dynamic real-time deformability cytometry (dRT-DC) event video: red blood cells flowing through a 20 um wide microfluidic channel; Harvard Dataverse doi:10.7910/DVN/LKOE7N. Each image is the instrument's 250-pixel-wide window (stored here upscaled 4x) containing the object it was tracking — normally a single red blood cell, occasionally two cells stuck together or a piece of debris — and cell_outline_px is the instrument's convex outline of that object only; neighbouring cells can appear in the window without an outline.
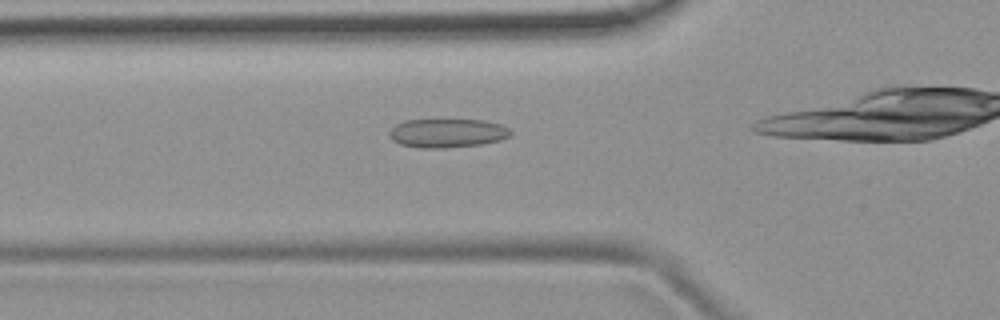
{"species": "common noctule bat (a hibernating species)", "species_latin": "Nyctalus noctula", "temperature_condition": "room temperature", "stored_images_in_passage": 34, "camera_frame_rate_fps": 3000, "um_per_image_px": 0.085, "animal": {"sex": "female", "body_mass_g": 19.9}, "frame": {"image": 1, "passage_image": 9, "time_ms": 2.667, "image_size_px": [1000, 320], "cell_outline_px": [[512, 132], [508, 136], [500, 140], [480, 144], [444, 148], [420, 148], [400, 144], [392, 140], [388, 136], [388, 132], [396, 124], [404, 120], [484, 120], [500, 124], [508, 128]], "centroid_in_image_um": [37.98, 11.31], "position_along_channel_um": 87.8, "area_um2": 20.35}}
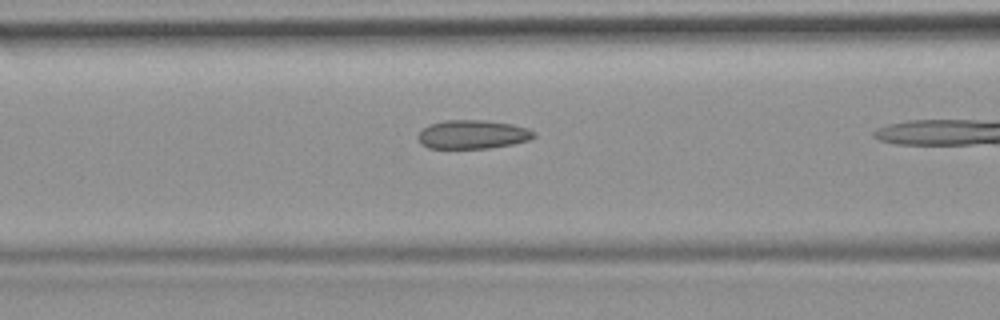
{"frame": {"image": 2, "passage_image": 12, "time_ms": 3.667, "image_size_px": [1000, 320], "cell_outline_px": [[536, 136], [528, 140], [512, 144], [488, 148], [428, 148], [420, 144], [416, 136], [428, 124], [444, 120], [484, 120], [512, 124], [528, 128], [536, 132]], "centroid_in_image_um": [40.15, 11.42], "position_along_channel_um": 126.4, "area_um2": 19.54}}
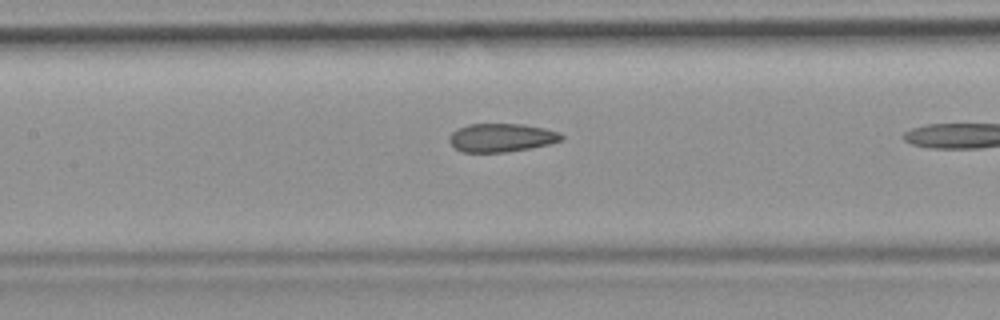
{"frame": {"image": 3, "passage_image": 15, "time_ms": 4.667, "image_size_px": [1000, 320], "cell_outline_px": [[564, 136], [560, 140], [548, 144], [508, 152], [464, 152], [456, 148], [448, 140], [448, 136], [452, 132], [468, 124], [524, 124], [544, 128], [560, 132]], "centroid_in_image_um": [42.61, 11.69], "position_along_channel_um": 164.8, "area_um2": 18.44}}